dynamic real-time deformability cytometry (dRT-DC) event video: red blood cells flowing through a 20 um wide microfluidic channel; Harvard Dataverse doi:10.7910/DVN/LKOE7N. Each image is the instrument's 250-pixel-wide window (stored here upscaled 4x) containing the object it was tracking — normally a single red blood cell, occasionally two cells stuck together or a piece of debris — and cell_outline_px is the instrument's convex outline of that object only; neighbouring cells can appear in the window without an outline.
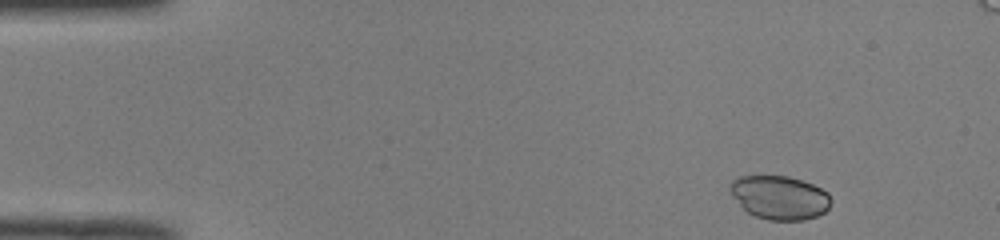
{"species": "common noctule bat (a hibernating species)", "species_latin": "Nyctalus noctula", "temperature_condition": "room temperature", "stored_images_in_passage": 47, "camera_frame_rate_fps": 3000, "um_per_image_px": 0.085, "animal": {"sex": "male", "body_mass_g": 19.0, "forearm_length_mm": 50.8}, "frame": {"image": 1, "passage_image": 1, "time_ms": 0.0, "image_size_px": [1000, 240], "cell_outline_px": [[832, 200], [828, 208], [824, 212], [816, 216], [804, 220], [768, 220], [756, 216], [748, 212], [740, 204], [732, 192], [728, 184], [732, 180], [740, 176], [788, 176], [812, 184], [828, 192]], "centroid_in_image_um": [66.29, 16.78], "position_along_channel_um": 18.7, "area_um2": 25.43}}
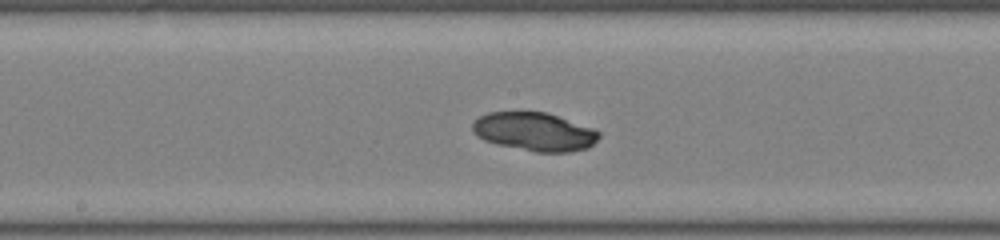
{"frame": {"image": 2, "passage_image": 22, "time_ms": 7.0, "image_size_px": [1000, 240], "cell_outline_px": [[600, 136], [588, 148], [568, 152], [536, 152], [496, 144], [484, 140], [472, 132], [472, 124], [480, 116], [488, 112], [544, 112], [592, 128], [600, 132]], "centroid_in_image_um": [45.4, 11.2], "position_along_channel_um": 202.8, "area_um2": 28.03}}
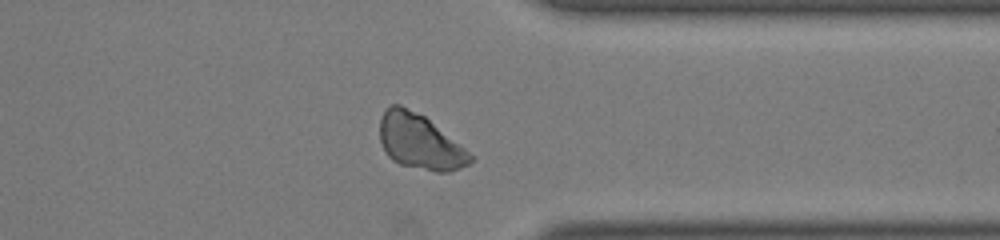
{"frame": {"image": 3, "passage_image": 35, "time_ms": 11.333, "image_size_px": [1000, 240], "cell_outline_px": [[476, 160], [460, 168], [448, 172], [436, 172], [400, 164], [392, 160], [388, 156], [380, 140], [380, 116], [392, 104], [400, 104], [424, 116], [464, 148]], "centroid_in_image_um": [35.67, 12.06], "position_along_channel_um": 375.7, "area_um2": 28.67}}